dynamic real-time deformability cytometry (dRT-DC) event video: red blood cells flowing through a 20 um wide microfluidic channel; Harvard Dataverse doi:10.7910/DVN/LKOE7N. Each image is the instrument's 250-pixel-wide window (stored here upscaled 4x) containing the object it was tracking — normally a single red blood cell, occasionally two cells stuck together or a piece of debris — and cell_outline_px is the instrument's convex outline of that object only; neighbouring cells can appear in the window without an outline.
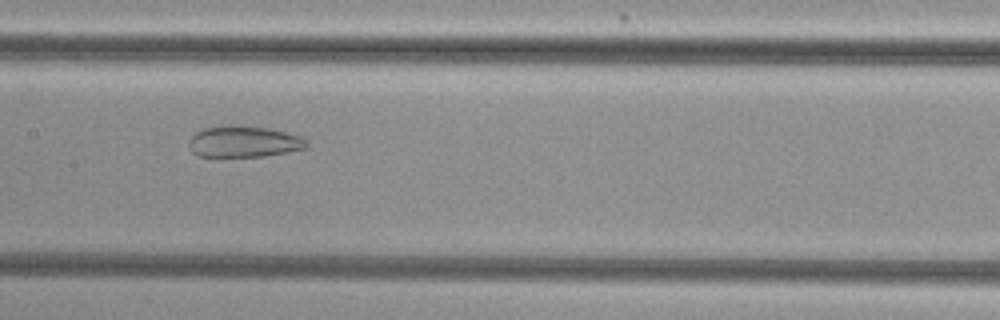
{"species": "common noctule bat (a hibernating species)", "species_latin": "Nyctalus noctula", "temperature_condition": "cold", "stored_images_in_passage": 54, "camera_frame_rate_fps": 3000, "um_per_image_px": 0.085, "animal": {"sex": "female", "body_mass_g": 29.2, "forearm_length_mm": 56.3}, "frame": {"image": 1, "passage_image": 28, "time_ms": 9.0, "image_size_px": [1000, 320], "cell_outline_px": [[308, 148], [288, 152], [264, 156], [196, 156], [192, 152], [188, 144], [188, 140], [196, 132], [204, 128], [228, 124], [268, 128], [300, 136], [308, 140]], "centroid_in_image_um": [20.72, 12.03], "position_along_channel_um": 186.7, "area_um2": 21.62}}
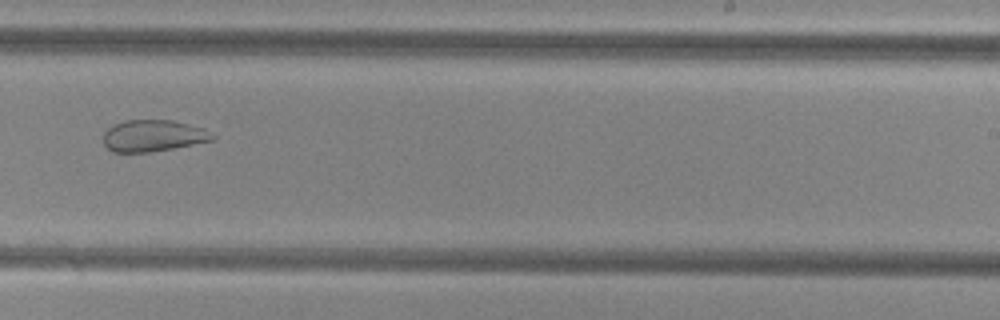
{"frame": {"image": 2, "passage_image": 35, "time_ms": 11.333, "image_size_px": [1000, 320], "cell_outline_px": [[216, 140], [172, 148], [148, 152], [112, 152], [104, 144], [104, 132], [112, 124], [124, 120], [172, 120], [204, 128], [216, 136]], "centroid_in_image_um": [13.03, 11.53], "position_along_channel_um": 276.0, "area_um2": 20.17}}
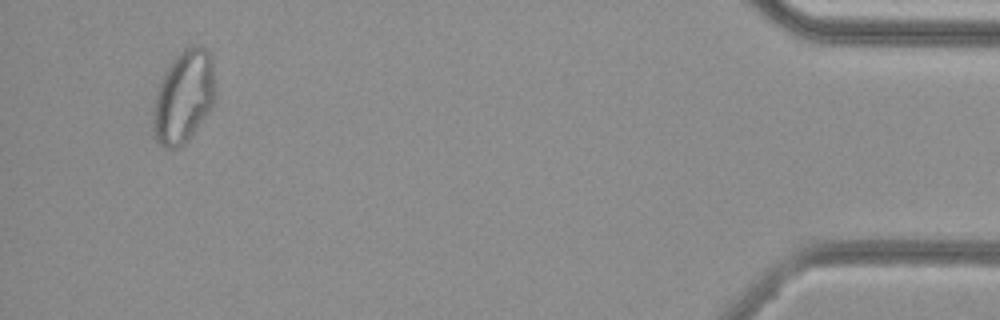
{"frame": {"image": 3, "passage_image": 52, "time_ms": 17.0, "image_size_px": [1000, 320], "cell_outline_px": [[216, 96], [208, 112], [188, 140], [184, 144], [176, 148], [164, 148], [156, 140], [152, 132], [152, 112], [156, 96], [164, 72], [172, 60], [184, 48], [196, 44], [200, 44], [212, 56]], "centroid_in_image_um": [15.61, 8.22], "position_along_channel_um": 419.6, "area_um2": 33.7}}